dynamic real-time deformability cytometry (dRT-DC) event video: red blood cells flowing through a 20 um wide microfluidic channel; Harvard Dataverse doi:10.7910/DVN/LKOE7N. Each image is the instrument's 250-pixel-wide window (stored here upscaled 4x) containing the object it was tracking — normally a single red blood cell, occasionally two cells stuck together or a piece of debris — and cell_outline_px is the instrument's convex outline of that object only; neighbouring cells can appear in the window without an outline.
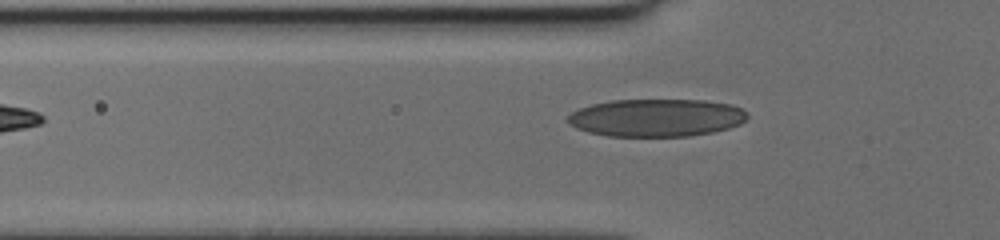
{"species": "human", "species_latin": "Homo sapiens", "temperature_condition": "cold", "stored_images_in_passage": 39, "camera_frame_rate_fps": 3000, "um_per_image_px": 0.085, "donor": {"sex": "female"}, "frame": {"image": 1, "passage_image": 12, "time_ms": 3.667, "image_size_px": [1000, 240], "cell_outline_px": [[748, 116], [740, 124], [728, 128], [712, 132], [688, 136], [608, 136], [588, 132], [576, 128], [568, 124], [564, 120], [572, 112], [580, 108], [592, 104], [612, 100], [704, 100], [732, 104], [740, 108]], "centroid_in_image_um": [55.75, 10.0], "position_along_channel_um": 70.0, "area_um2": 39.48}}
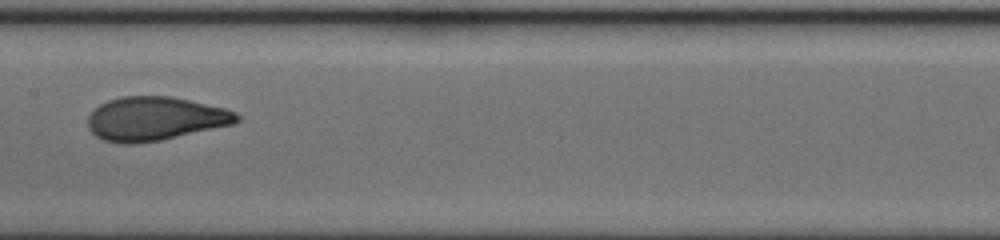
{"frame": {"image": 2, "passage_image": 21, "time_ms": 6.667, "image_size_px": [1000, 240], "cell_outline_px": [[240, 120], [232, 124], [160, 140], [136, 144], [120, 144], [104, 140], [96, 136], [88, 128], [88, 116], [100, 104], [108, 100], [120, 96], [168, 96], [188, 100], [224, 108], [236, 112], [240, 116]], "centroid_in_image_um": [13.14, 10.09], "position_along_channel_um": 194.3, "area_um2": 37.74}}
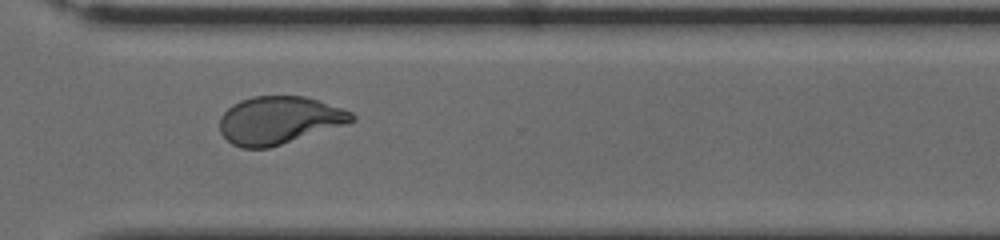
{"frame": {"image": 3, "passage_image": 32, "time_ms": 10.333, "image_size_px": [1000, 240], "cell_outline_px": [[356, 120], [348, 124], [268, 148], [240, 148], [232, 144], [220, 132], [220, 116], [232, 104], [240, 100], [252, 96], [304, 96], [352, 112], [356, 116]], "centroid_in_image_um": [23.71, 10.22], "position_along_channel_um": 346.9, "area_um2": 36.65}}